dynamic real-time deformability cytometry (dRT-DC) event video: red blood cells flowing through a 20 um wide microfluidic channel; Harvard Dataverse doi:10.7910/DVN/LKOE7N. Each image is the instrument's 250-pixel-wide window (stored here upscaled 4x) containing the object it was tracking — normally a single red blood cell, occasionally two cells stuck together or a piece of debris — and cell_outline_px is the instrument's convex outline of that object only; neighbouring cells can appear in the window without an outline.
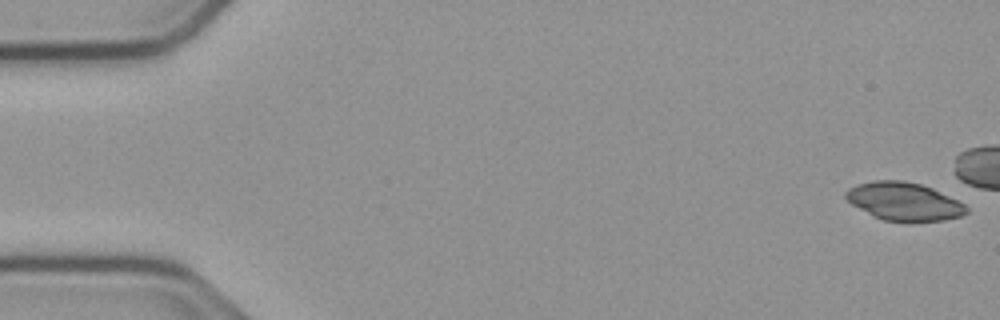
{"species": "common noctule bat (a hibernating species)", "species_latin": "Nyctalus noctula", "temperature_condition": "cold", "stored_images_in_passage": 45, "camera_frame_rate_fps": 3000, "um_per_image_px": 0.085, "animal": {"sex": "male", "body_mass_g": 23.1, "forearm_length_mm": 52.7}, "frame": {"image": 1, "passage_image": 1, "time_ms": 0.0, "image_size_px": [1000, 320], "cell_outline_px": [[968, 212], [960, 216], [944, 220], [884, 220], [872, 216], [852, 204], [844, 196], [844, 192], [848, 188], [856, 184], [872, 180], [904, 180], [920, 184], [932, 188], [964, 204], [968, 208]], "centroid_in_image_um": [76.79, 17.09], "position_along_channel_um": 8.2, "area_um2": 26.41}}